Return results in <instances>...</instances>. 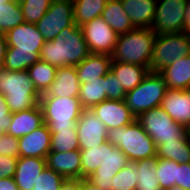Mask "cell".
<instances>
[{"label":"cell","mask_w":190,"mask_h":190,"mask_svg":"<svg viewBox=\"0 0 190 190\" xmlns=\"http://www.w3.org/2000/svg\"><path fill=\"white\" fill-rule=\"evenodd\" d=\"M7 49L3 67L11 71H26L40 59L45 39L35 24L22 23L6 34Z\"/></svg>","instance_id":"obj_1"},{"label":"cell","mask_w":190,"mask_h":190,"mask_svg":"<svg viewBox=\"0 0 190 190\" xmlns=\"http://www.w3.org/2000/svg\"><path fill=\"white\" fill-rule=\"evenodd\" d=\"M90 54L81 27L71 24L53 40L45 41L40 59L55 66H76Z\"/></svg>","instance_id":"obj_2"},{"label":"cell","mask_w":190,"mask_h":190,"mask_svg":"<svg viewBox=\"0 0 190 190\" xmlns=\"http://www.w3.org/2000/svg\"><path fill=\"white\" fill-rule=\"evenodd\" d=\"M158 29L134 28L118 35L111 54L112 61L146 66L151 71L154 43Z\"/></svg>","instance_id":"obj_3"},{"label":"cell","mask_w":190,"mask_h":190,"mask_svg":"<svg viewBox=\"0 0 190 190\" xmlns=\"http://www.w3.org/2000/svg\"><path fill=\"white\" fill-rule=\"evenodd\" d=\"M0 93L5 96L11 113L35 107L41 97L27 70L11 71L4 67H0Z\"/></svg>","instance_id":"obj_4"},{"label":"cell","mask_w":190,"mask_h":190,"mask_svg":"<svg viewBox=\"0 0 190 190\" xmlns=\"http://www.w3.org/2000/svg\"><path fill=\"white\" fill-rule=\"evenodd\" d=\"M107 141L123 151L129 161L156 158L155 142L136 120L120 128L108 129Z\"/></svg>","instance_id":"obj_5"},{"label":"cell","mask_w":190,"mask_h":190,"mask_svg":"<svg viewBox=\"0 0 190 190\" xmlns=\"http://www.w3.org/2000/svg\"><path fill=\"white\" fill-rule=\"evenodd\" d=\"M190 55V37L169 22L158 28L151 60V71L160 72L175 60Z\"/></svg>","instance_id":"obj_6"},{"label":"cell","mask_w":190,"mask_h":190,"mask_svg":"<svg viewBox=\"0 0 190 190\" xmlns=\"http://www.w3.org/2000/svg\"><path fill=\"white\" fill-rule=\"evenodd\" d=\"M39 105L50 132L76 127L84 109L78 97H40Z\"/></svg>","instance_id":"obj_7"},{"label":"cell","mask_w":190,"mask_h":190,"mask_svg":"<svg viewBox=\"0 0 190 190\" xmlns=\"http://www.w3.org/2000/svg\"><path fill=\"white\" fill-rule=\"evenodd\" d=\"M136 121L153 139L156 147L188 137L187 127L175 122L160 106L142 112L136 117Z\"/></svg>","instance_id":"obj_8"},{"label":"cell","mask_w":190,"mask_h":190,"mask_svg":"<svg viewBox=\"0 0 190 190\" xmlns=\"http://www.w3.org/2000/svg\"><path fill=\"white\" fill-rule=\"evenodd\" d=\"M167 85L159 72L149 71L143 81L125 95V103L135 117L159 107L167 92Z\"/></svg>","instance_id":"obj_9"},{"label":"cell","mask_w":190,"mask_h":190,"mask_svg":"<svg viewBox=\"0 0 190 190\" xmlns=\"http://www.w3.org/2000/svg\"><path fill=\"white\" fill-rule=\"evenodd\" d=\"M136 28H160L168 23L169 0H122Z\"/></svg>","instance_id":"obj_10"},{"label":"cell","mask_w":190,"mask_h":190,"mask_svg":"<svg viewBox=\"0 0 190 190\" xmlns=\"http://www.w3.org/2000/svg\"><path fill=\"white\" fill-rule=\"evenodd\" d=\"M71 24H75L73 0H53L48 11L35 25L45 41H50Z\"/></svg>","instance_id":"obj_11"},{"label":"cell","mask_w":190,"mask_h":190,"mask_svg":"<svg viewBox=\"0 0 190 190\" xmlns=\"http://www.w3.org/2000/svg\"><path fill=\"white\" fill-rule=\"evenodd\" d=\"M128 157L118 147L110 142L104 143V156L102 164L88 179L102 190H112L113 177L126 166Z\"/></svg>","instance_id":"obj_12"},{"label":"cell","mask_w":190,"mask_h":190,"mask_svg":"<svg viewBox=\"0 0 190 190\" xmlns=\"http://www.w3.org/2000/svg\"><path fill=\"white\" fill-rule=\"evenodd\" d=\"M81 29L90 53L112 54L118 34L113 31L101 16L81 26Z\"/></svg>","instance_id":"obj_13"},{"label":"cell","mask_w":190,"mask_h":190,"mask_svg":"<svg viewBox=\"0 0 190 190\" xmlns=\"http://www.w3.org/2000/svg\"><path fill=\"white\" fill-rule=\"evenodd\" d=\"M80 149H93L107 141L108 129L92 109H83L76 123Z\"/></svg>","instance_id":"obj_14"},{"label":"cell","mask_w":190,"mask_h":190,"mask_svg":"<svg viewBox=\"0 0 190 190\" xmlns=\"http://www.w3.org/2000/svg\"><path fill=\"white\" fill-rule=\"evenodd\" d=\"M91 109L107 129L120 128L136 120L134 114L127 107L125 100L106 99Z\"/></svg>","instance_id":"obj_15"},{"label":"cell","mask_w":190,"mask_h":190,"mask_svg":"<svg viewBox=\"0 0 190 190\" xmlns=\"http://www.w3.org/2000/svg\"><path fill=\"white\" fill-rule=\"evenodd\" d=\"M160 107L177 123L190 125V89H167Z\"/></svg>","instance_id":"obj_16"},{"label":"cell","mask_w":190,"mask_h":190,"mask_svg":"<svg viewBox=\"0 0 190 190\" xmlns=\"http://www.w3.org/2000/svg\"><path fill=\"white\" fill-rule=\"evenodd\" d=\"M46 166L65 179H81L80 149L67 152L50 151L46 156Z\"/></svg>","instance_id":"obj_17"},{"label":"cell","mask_w":190,"mask_h":190,"mask_svg":"<svg viewBox=\"0 0 190 190\" xmlns=\"http://www.w3.org/2000/svg\"><path fill=\"white\" fill-rule=\"evenodd\" d=\"M80 82L75 66H63L57 69L54 81L41 94V97H78Z\"/></svg>","instance_id":"obj_18"},{"label":"cell","mask_w":190,"mask_h":190,"mask_svg":"<svg viewBox=\"0 0 190 190\" xmlns=\"http://www.w3.org/2000/svg\"><path fill=\"white\" fill-rule=\"evenodd\" d=\"M51 132L47 124H43L32 133L18 138L19 157L45 158L50 152Z\"/></svg>","instance_id":"obj_19"},{"label":"cell","mask_w":190,"mask_h":190,"mask_svg":"<svg viewBox=\"0 0 190 190\" xmlns=\"http://www.w3.org/2000/svg\"><path fill=\"white\" fill-rule=\"evenodd\" d=\"M44 124L42 110L39 103L30 109L12 113L6 134L16 138L32 133Z\"/></svg>","instance_id":"obj_20"},{"label":"cell","mask_w":190,"mask_h":190,"mask_svg":"<svg viewBox=\"0 0 190 190\" xmlns=\"http://www.w3.org/2000/svg\"><path fill=\"white\" fill-rule=\"evenodd\" d=\"M45 167V158L18 157L17 168L13 179L19 190H32L36 180Z\"/></svg>","instance_id":"obj_21"},{"label":"cell","mask_w":190,"mask_h":190,"mask_svg":"<svg viewBox=\"0 0 190 190\" xmlns=\"http://www.w3.org/2000/svg\"><path fill=\"white\" fill-rule=\"evenodd\" d=\"M111 55L90 53L81 63L75 66L80 84L86 80H98L111 69Z\"/></svg>","instance_id":"obj_22"},{"label":"cell","mask_w":190,"mask_h":190,"mask_svg":"<svg viewBox=\"0 0 190 190\" xmlns=\"http://www.w3.org/2000/svg\"><path fill=\"white\" fill-rule=\"evenodd\" d=\"M168 89H190V55L175 60L160 72Z\"/></svg>","instance_id":"obj_23"},{"label":"cell","mask_w":190,"mask_h":190,"mask_svg":"<svg viewBox=\"0 0 190 190\" xmlns=\"http://www.w3.org/2000/svg\"><path fill=\"white\" fill-rule=\"evenodd\" d=\"M110 71L119 78L125 92H129L139 85L150 69L146 66L112 61Z\"/></svg>","instance_id":"obj_24"},{"label":"cell","mask_w":190,"mask_h":190,"mask_svg":"<svg viewBox=\"0 0 190 190\" xmlns=\"http://www.w3.org/2000/svg\"><path fill=\"white\" fill-rule=\"evenodd\" d=\"M101 18L118 35L125 34L135 28L124 11L122 1H107Z\"/></svg>","instance_id":"obj_25"},{"label":"cell","mask_w":190,"mask_h":190,"mask_svg":"<svg viewBox=\"0 0 190 190\" xmlns=\"http://www.w3.org/2000/svg\"><path fill=\"white\" fill-rule=\"evenodd\" d=\"M78 98L84 109H91L93 106L105 101L106 96V75L98 80H86L80 84Z\"/></svg>","instance_id":"obj_26"},{"label":"cell","mask_w":190,"mask_h":190,"mask_svg":"<svg viewBox=\"0 0 190 190\" xmlns=\"http://www.w3.org/2000/svg\"><path fill=\"white\" fill-rule=\"evenodd\" d=\"M156 158L173 160L178 164L190 163V138L170 141L157 146Z\"/></svg>","instance_id":"obj_27"},{"label":"cell","mask_w":190,"mask_h":190,"mask_svg":"<svg viewBox=\"0 0 190 190\" xmlns=\"http://www.w3.org/2000/svg\"><path fill=\"white\" fill-rule=\"evenodd\" d=\"M108 0H73L74 23L81 27L101 16Z\"/></svg>","instance_id":"obj_28"},{"label":"cell","mask_w":190,"mask_h":190,"mask_svg":"<svg viewBox=\"0 0 190 190\" xmlns=\"http://www.w3.org/2000/svg\"><path fill=\"white\" fill-rule=\"evenodd\" d=\"M57 69L41 59L28 68L29 77L40 94L45 93L50 87L55 79Z\"/></svg>","instance_id":"obj_29"},{"label":"cell","mask_w":190,"mask_h":190,"mask_svg":"<svg viewBox=\"0 0 190 190\" xmlns=\"http://www.w3.org/2000/svg\"><path fill=\"white\" fill-rule=\"evenodd\" d=\"M137 168L138 182L135 190H162L156 178V158H148L134 162Z\"/></svg>","instance_id":"obj_30"},{"label":"cell","mask_w":190,"mask_h":190,"mask_svg":"<svg viewBox=\"0 0 190 190\" xmlns=\"http://www.w3.org/2000/svg\"><path fill=\"white\" fill-rule=\"evenodd\" d=\"M168 22L190 37V0H169Z\"/></svg>","instance_id":"obj_31"},{"label":"cell","mask_w":190,"mask_h":190,"mask_svg":"<svg viewBox=\"0 0 190 190\" xmlns=\"http://www.w3.org/2000/svg\"><path fill=\"white\" fill-rule=\"evenodd\" d=\"M25 22L19 0H12L0 5V32L6 34L9 30Z\"/></svg>","instance_id":"obj_32"},{"label":"cell","mask_w":190,"mask_h":190,"mask_svg":"<svg viewBox=\"0 0 190 190\" xmlns=\"http://www.w3.org/2000/svg\"><path fill=\"white\" fill-rule=\"evenodd\" d=\"M80 149L76 127L51 132L50 151L67 152Z\"/></svg>","instance_id":"obj_33"},{"label":"cell","mask_w":190,"mask_h":190,"mask_svg":"<svg viewBox=\"0 0 190 190\" xmlns=\"http://www.w3.org/2000/svg\"><path fill=\"white\" fill-rule=\"evenodd\" d=\"M157 171L155 174L162 190L176 186L178 163L173 160L156 158Z\"/></svg>","instance_id":"obj_34"},{"label":"cell","mask_w":190,"mask_h":190,"mask_svg":"<svg viewBox=\"0 0 190 190\" xmlns=\"http://www.w3.org/2000/svg\"><path fill=\"white\" fill-rule=\"evenodd\" d=\"M81 179L88 178L102 164L104 156V143L93 149H80Z\"/></svg>","instance_id":"obj_35"},{"label":"cell","mask_w":190,"mask_h":190,"mask_svg":"<svg viewBox=\"0 0 190 190\" xmlns=\"http://www.w3.org/2000/svg\"><path fill=\"white\" fill-rule=\"evenodd\" d=\"M134 162L129 161L113 178L112 190H135L139 174Z\"/></svg>","instance_id":"obj_36"},{"label":"cell","mask_w":190,"mask_h":190,"mask_svg":"<svg viewBox=\"0 0 190 190\" xmlns=\"http://www.w3.org/2000/svg\"><path fill=\"white\" fill-rule=\"evenodd\" d=\"M53 0H19L25 22L36 24L48 11Z\"/></svg>","instance_id":"obj_37"},{"label":"cell","mask_w":190,"mask_h":190,"mask_svg":"<svg viewBox=\"0 0 190 190\" xmlns=\"http://www.w3.org/2000/svg\"><path fill=\"white\" fill-rule=\"evenodd\" d=\"M64 181L65 178L62 175L46 166L40 173L32 190H60Z\"/></svg>","instance_id":"obj_38"},{"label":"cell","mask_w":190,"mask_h":190,"mask_svg":"<svg viewBox=\"0 0 190 190\" xmlns=\"http://www.w3.org/2000/svg\"><path fill=\"white\" fill-rule=\"evenodd\" d=\"M119 78L109 71L106 74V96L109 100H125L126 92L118 81Z\"/></svg>","instance_id":"obj_39"},{"label":"cell","mask_w":190,"mask_h":190,"mask_svg":"<svg viewBox=\"0 0 190 190\" xmlns=\"http://www.w3.org/2000/svg\"><path fill=\"white\" fill-rule=\"evenodd\" d=\"M0 155L19 157V140L5 134L0 140Z\"/></svg>","instance_id":"obj_40"},{"label":"cell","mask_w":190,"mask_h":190,"mask_svg":"<svg viewBox=\"0 0 190 190\" xmlns=\"http://www.w3.org/2000/svg\"><path fill=\"white\" fill-rule=\"evenodd\" d=\"M17 162L18 157L0 155V179L13 178Z\"/></svg>","instance_id":"obj_41"},{"label":"cell","mask_w":190,"mask_h":190,"mask_svg":"<svg viewBox=\"0 0 190 190\" xmlns=\"http://www.w3.org/2000/svg\"><path fill=\"white\" fill-rule=\"evenodd\" d=\"M176 186L190 190V163L178 164Z\"/></svg>","instance_id":"obj_42"},{"label":"cell","mask_w":190,"mask_h":190,"mask_svg":"<svg viewBox=\"0 0 190 190\" xmlns=\"http://www.w3.org/2000/svg\"><path fill=\"white\" fill-rule=\"evenodd\" d=\"M11 115L5 96L0 93V123H10Z\"/></svg>","instance_id":"obj_43"},{"label":"cell","mask_w":190,"mask_h":190,"mask_svg":"<svg viewBox=\"0 0 190 190\" xmlns=\"http://www.w3.org/2000/svg\"><path fill=\"white\" fill-rule=\"evenodd\" d=\"M0 190H19L13 178L0 179Z\"/></svg>","instance_id":"obj_44"},{"label":"cell","mask_w":190,"mask_h":190,"mask_svg":"<svg viewBox=\"0 0 190 190\" xmlns=\"http://www.w3.org/2000/svg\"><path fill=\"white\" fill-rule=\"evenodd\" d=\"M7 49V39L4 33L0 32V67H3Z\"/></svg>","instance_id":"obj_45"},{"label":"cell","mask_w":190,"mask_h":190,"mask_svg":"<svg viewBox=\"0 0 190 190\" xmlns=\"http://www.w3.org/2000/svg\"><path fill=\"white\" fill-rule=\"evenodd\" d=\"M60 190H79V179H65Z\"/></svg>","instance_id":"obj_46"},{"label":"cell","mask_w":190,"mask_h":190,"mask_svg":"<svg viewBox=\"0 0 190 190\" xmlns=\"http://www.w3.org/2000/svg\"><path fill=\"white\" fill-rule=\"evenodd\" d=\"M79 190H102L94 185L88 178L79 179Z\"/></svg>","instance_id":"obj_47"},{"label":"cell","mask_w":190,"mask_h":190,"mask_svg":"<svg viewBox=\"0 0 190 190\" xmlns=\"http://www.w3.org/2000/svg\"><path fill=\"white\" fill-rule=\"evenodd\" d=\"M10 123H0V140L6 134Z\"/></svg>","instance_id":"obj_48"},{"label":"cell","mask_w":190,"mask_h":190,"mask_svg":"<svg viewBox=\"0 0 190 190\" xmlns=\"http://www.w3.org/2000/svg\"><path fill=\"white\" fill-rule=\"evenodd\" d=\"M169 190H184V189L179 186H174V187H171Z\"/></svg>","instance_id":"obj_49"},{"label":"cell","mask_w":190,"mask_h":190,"mask_svg":"<svg viewBox=\"0 0 190 190\" xmlns=\"http://www.w3.org/2000/svg\"><path fill=\"white\" fill-rule=\"evenodd\" d=\"M10 1H12V0H0V5H3V3H8Z\"/></svg>","instance_id":"obj_50"},{"label":"cell","mask_w":190,"mask_h":190,"mask_svg":"<svg viewBox=\"0 0 190 190\" xmlns=\"http://www.w3.org/2000/svg\"><path fill=\"white\" fill-rule=\"evenodd\" d=\"M187 131H188V136L190 138V125L187 127Z\"/></svg>","instance_id":"obj_51"}]
</instances>
